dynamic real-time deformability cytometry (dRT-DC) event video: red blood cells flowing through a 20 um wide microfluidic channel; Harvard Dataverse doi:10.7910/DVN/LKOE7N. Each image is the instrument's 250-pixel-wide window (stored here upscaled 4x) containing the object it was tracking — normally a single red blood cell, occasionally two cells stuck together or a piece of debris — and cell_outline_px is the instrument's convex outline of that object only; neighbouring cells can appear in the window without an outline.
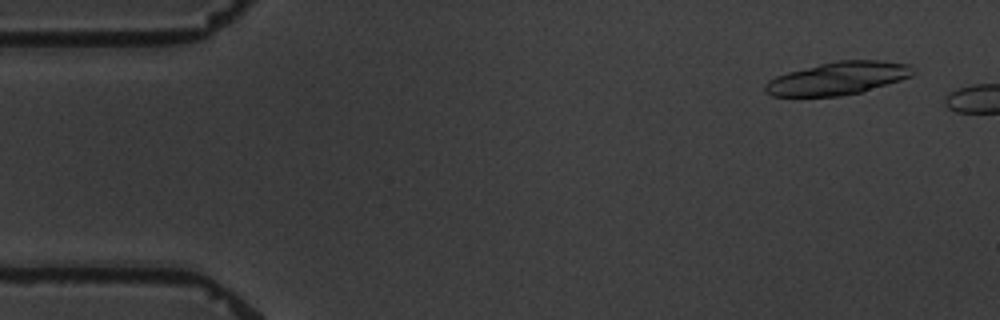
{"species": "common noctule bat (a hibernating species)", "species_latin": "Nyctalus noctula", "temperature_condition": "warm", "stored_images_in_passage": 2, "camera_frame_rate_fps": 3000, "um_per_image_px": 0.085, "animal": {"sex": "male", "body_mass_g": 19.5, "forearm_length_mm": 54.6}, "frame": {"image": 1, "passage_image": 1, "time_ms": 0.0, "image_size_px": [1000, 320], "cell_outline_px": [[916, 72], [912, 76], [864, 92], [840, 96], [772, 96], [764, 92], [764, 84], [768, 80], [776, 76], [788, 72], [836, 60], [880, 60], [908, 64], [916, 68]], "centroid_in_image_um": [71.25, 6.66], "position_along_channel_um": 13.8, "area_um2": 28.55}}